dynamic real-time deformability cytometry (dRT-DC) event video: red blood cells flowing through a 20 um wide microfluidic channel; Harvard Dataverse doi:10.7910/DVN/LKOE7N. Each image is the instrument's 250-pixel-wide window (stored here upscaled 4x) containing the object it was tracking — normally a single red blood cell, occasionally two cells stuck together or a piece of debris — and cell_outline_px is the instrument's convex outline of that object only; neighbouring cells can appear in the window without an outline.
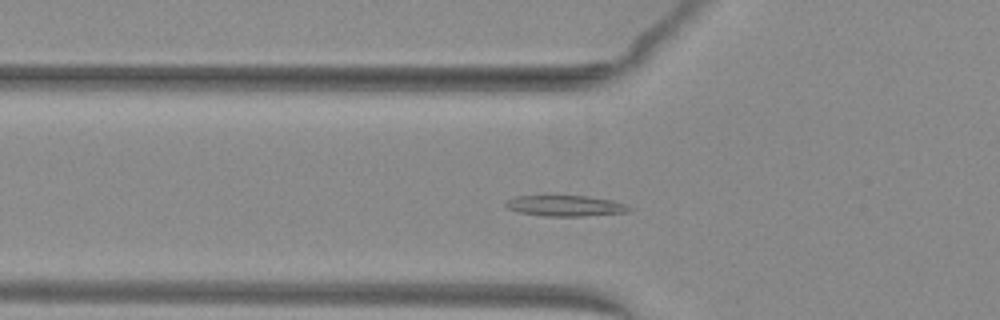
{"species": "common noctule bat (a hibernating species)", "species_latin": "Nyctalus noctula", "temperature_condition": "warm", "stored_images_in_passage": 44, "camera_frame_rate_fps": 3000, "um_per_image_px": 0.085, "animal": {"sex": "female", "body_mass_g": 29.2, "forearm_length_mm": 56.3}, "frame": {"image": 1, "passage_image": 11, "time_ms": 3.333, "image_size_px": [1000, 320], "cell_outline_px": [[632, 208], [628, 212], [580, 216], [544, 216], [520, 212], [508, 208], [504, 204], [512, 196], [588, 196], [612, 200], [628, 204]], "centroid_in_image_um": [48.09, 17.49], "position_along_channel_um": 77.7, "area_um2": 14.91}}
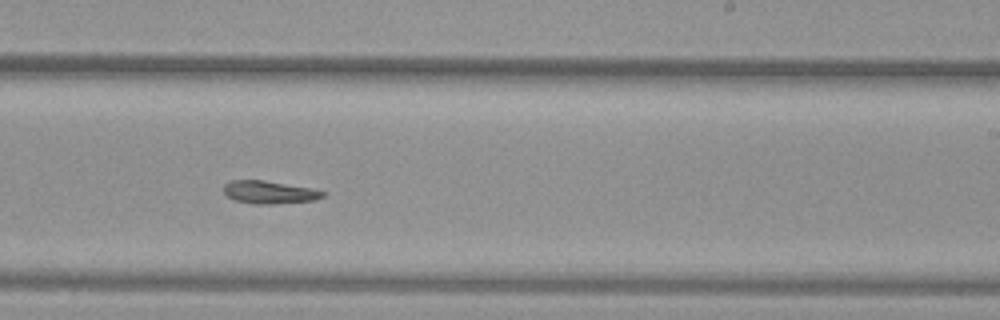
{"frame": {"image": 2, "passage_image": 25, "time_ms": 8.0, "image_size_px": [1000, 320], "cell_outline_px": [[324, 196], [316, 200], [272, 204], [252, 204], [232, 200], [224, 192], [224, 184], [232, 180], [264, 180], [312, 188], [324, 192]], "centroid_in_image_um": [22.87, 16.34], "position_along_channel_um": 266.1, "area_um2": 13.24}}
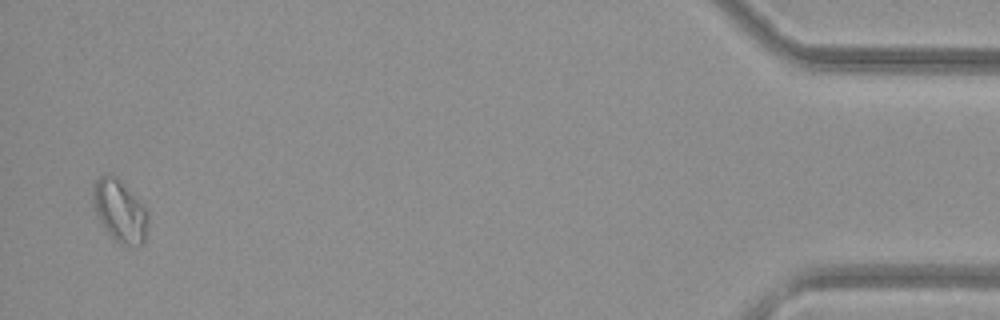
{"frame": {"image": 3, "passage_image": 43, "time_ms": 14.0, "image_size_px": [1000, 320], "cell_outline_px": [[148, 224], [144, 244], [120, 244], [104, 228], [96, 212], [92, 196], [92, 192], [96, 180], [100, 176], [116, 176], [148, 208]], "centroid_in_image_um": [10.22, 17.92], "position_along_channel_um": 425.0, "area_um2": 19.71}}